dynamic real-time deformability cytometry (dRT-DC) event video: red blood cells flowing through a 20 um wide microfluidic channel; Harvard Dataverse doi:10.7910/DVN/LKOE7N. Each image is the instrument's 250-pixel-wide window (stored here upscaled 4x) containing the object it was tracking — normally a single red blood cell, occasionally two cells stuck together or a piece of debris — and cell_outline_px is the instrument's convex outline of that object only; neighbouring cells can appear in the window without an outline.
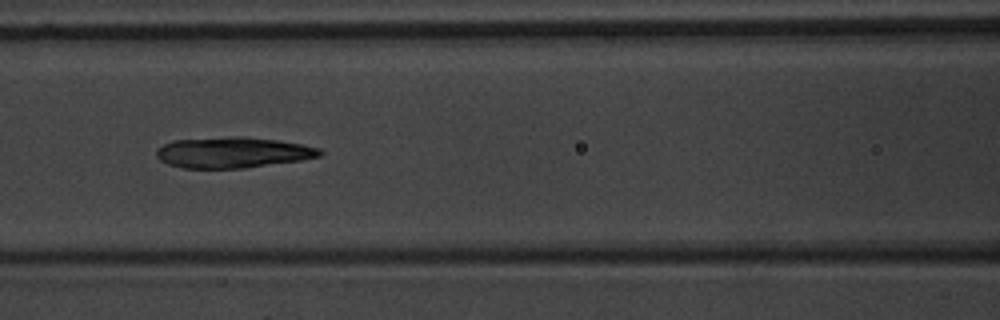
{"species": "common noctule bat (a hibernating species)", "species_latin": "Nyctalus noctula", "temperature_condition": "warm", "stored_images_in_passage": 6, "camera_frame_rate_fps": 3000, "um_per_image_px": 0.085, "animal": {"sex": "male", "body_mass_g": 20.1, "forearm_length_mm": 53.5}, "frame": {"image": 1, "passage_image": 6, "time_ms": 6.0, "image_size_px": [1000, 320], "cell_outline_px": [[324, 152], [320, 156], [300, 160], [244, 168], [180, 168], [168, 164], [160, 160], [156, 156], [156, 148], [172, 140], [228, 136], [244, 136], [276, 140], [300, 144], [320, 148]], "centroid_in_image_um": [19.75, 12.95], "position_along_channel_um": 146.9, "area_um2": 29.48}}